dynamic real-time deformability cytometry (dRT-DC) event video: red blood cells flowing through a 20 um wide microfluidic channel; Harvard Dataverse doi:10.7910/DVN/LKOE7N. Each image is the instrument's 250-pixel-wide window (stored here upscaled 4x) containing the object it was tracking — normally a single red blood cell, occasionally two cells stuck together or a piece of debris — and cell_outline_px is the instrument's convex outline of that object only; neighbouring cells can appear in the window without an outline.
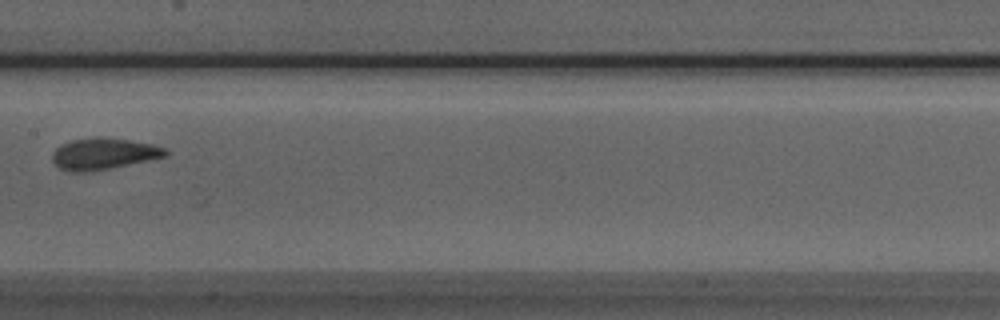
{"species": "Egyptian fruit bat (a non-hibernating species)", "species_latin": "Rousettus aegyptiacus", "temperature_condition": "room temperature", "stored_images_in_passage": 7, "camera_frame_rate_fps": 3000, "um_per_image_px": 0.085, "animal": {"sex": "male"}, "frame": {"image": 1, "passage_image": 7, "time_ms": 2.0, "image_size_px": [1000, 320], "cell_outline_px": [[168, 156], [88, 172], [68, 172], [60, 168], [52, 160], [52, 152], [60, 144], [72, 140], [96, 136], [100, 136], [128, 140], [152, 144], [164, 148], [168, 152]], "centroid_in_image_um": [8.76, 13.06], "position_along_channel_um": 198.6, "area_um2": 20.69}}